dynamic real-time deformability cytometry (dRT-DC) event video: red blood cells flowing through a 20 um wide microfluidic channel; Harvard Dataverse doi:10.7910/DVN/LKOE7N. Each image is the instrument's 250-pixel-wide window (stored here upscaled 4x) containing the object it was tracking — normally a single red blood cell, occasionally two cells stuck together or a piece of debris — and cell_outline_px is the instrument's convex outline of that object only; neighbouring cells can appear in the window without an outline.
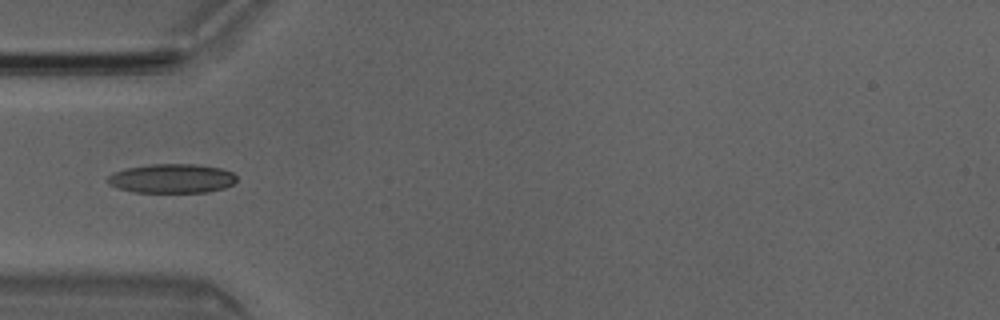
{"species": "Egyptian fruit bat (a non-hibernating species)", "species_latin": "Rousettus aegyptiacus", "temperature_condition": "room temperature", "stored_images_in_passage": 4, "camera_frame_rate_fps": 3000, "um_per_image_px": 0.085, "animal": {"sex": "male"}, "frame": {"image": 1, "passage_image": 4, "time_ms": 1.0, "image_size_px": [1000, 320], "cell_outline_px": [[236, 180], [232, 184], [224, 188], [208, 192], [136, 192], [120, 188], [108, 184], [108, 176], [112, 172], [124, 168], [148, 164], [196, 164], [220, 168], [232, 172], [236, 176]], "centroid_in_image_um": [14.59, 15.16], "position_along_channel_um": 70.4, "area_um2": 21.96}}